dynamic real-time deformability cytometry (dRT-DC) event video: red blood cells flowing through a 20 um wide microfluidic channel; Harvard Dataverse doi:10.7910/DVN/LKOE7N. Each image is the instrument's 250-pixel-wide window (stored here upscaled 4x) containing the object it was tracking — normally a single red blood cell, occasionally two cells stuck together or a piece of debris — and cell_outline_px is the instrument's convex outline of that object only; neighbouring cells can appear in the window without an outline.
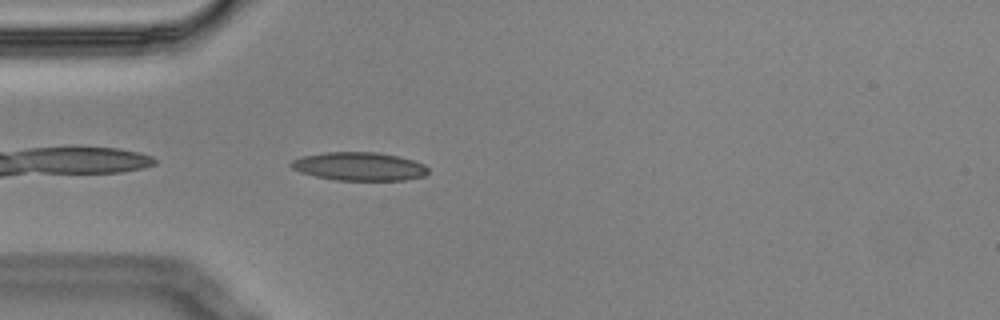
{"species": "Egyptian fruit bat (a non-hibernating species)", "species_latin": "Rousettus aegyptiacus", "temperature_condition": "cold", "stored_images_in_passage": 3, "camera_frame_rate_fps": 3000, "um_per_image_px": 0.085, "animal": {"sex": "male"}, "frame": {"image": 1, "passage_image": 3, "time_ms": 0.667, "image_size_px": [1000, 320], "cell_outline_px": [[428, 172], [424, 176], [404, 180], [336, 180], [316, 176], [300, 172], [292, 168], [288, 164], [292, 160], [300, 156], [324, 152], [376, 152], [396, 156], [412, 160], [424, 164], [428, 168]], "centroid_in_image_um": [30.49, 14.14], "position_along_channel_um": 54.5, "area_um2": 22.66}}